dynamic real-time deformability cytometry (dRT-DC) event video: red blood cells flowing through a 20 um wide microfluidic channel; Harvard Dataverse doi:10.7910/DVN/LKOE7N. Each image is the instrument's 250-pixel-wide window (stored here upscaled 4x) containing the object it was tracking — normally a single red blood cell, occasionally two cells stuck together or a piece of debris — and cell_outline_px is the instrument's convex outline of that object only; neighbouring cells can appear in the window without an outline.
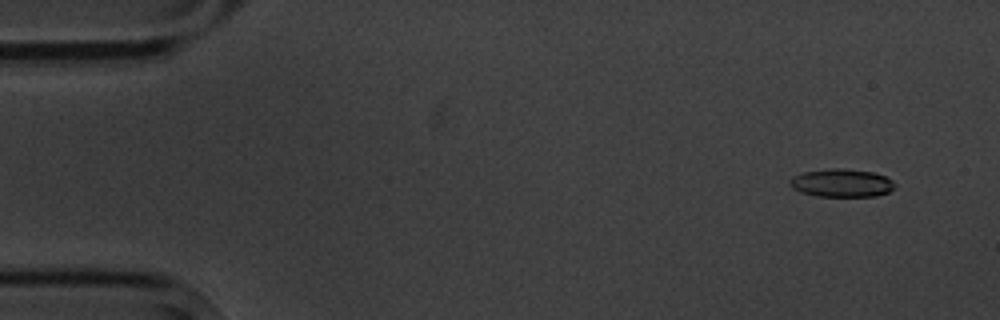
{"species": "common noctule bat (a hibernating species)", "species_latin": "Nyctalus noctula", "temperature_condition": "cold", "stored_images_in_passage": 5, "camera_frame_rate_fps": 3000, "um_per_image_px": 0.085, "animal": {"sex": "male", "body_mass_g": 20.1, "forearm_length_mm": 53.5}, "frame": {"image": 1, "passage_image": 1, "time_ms": 0.0, "image_size_px": [1000, 320], "cell_outline_px": [[896, 184], [888, 192], [876, 196], [816, 196], [800, 192], [792, 188], [788, 184], [788, 180], [792, 176], [804, 172], [832, 168], [840, 168], [872, 172], [884, 176], [892, 180]], "centroid_in_image_um": [71.49, 15.55], "position_along_channel_um": 13.5, "area_um2": 17.17}}